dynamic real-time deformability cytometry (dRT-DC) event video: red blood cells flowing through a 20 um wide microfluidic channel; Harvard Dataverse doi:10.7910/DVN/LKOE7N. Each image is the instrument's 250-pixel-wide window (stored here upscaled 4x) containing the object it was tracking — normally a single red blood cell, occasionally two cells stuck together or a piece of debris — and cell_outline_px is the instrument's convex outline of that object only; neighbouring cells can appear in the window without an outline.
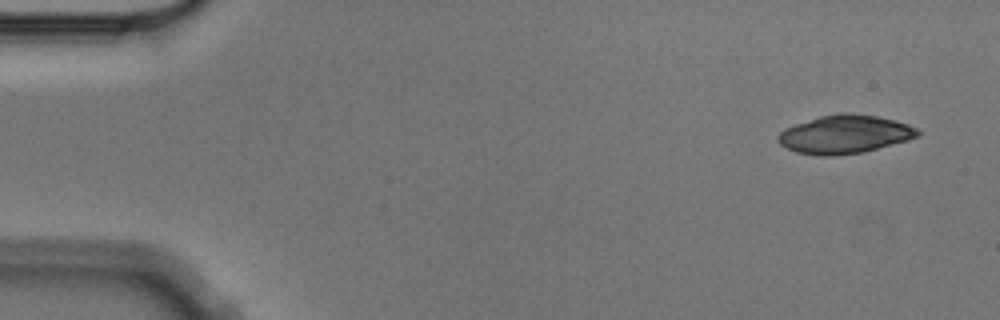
{"species": "Egyptian fruit bat (a non-hibernating species)", "species_latin": "Rousettus aegyptiacus", "temperature_condition": "cold", "stored_images_in_passage": 4, "camera_frame_rate_fps": 3000, "um_per_image_px": 0.085, "animal": {"sex": "male"}, "frame": {"image": 1, "passage_image": 1, "time_ms": 0.0, "image_size_px": [1000, 320], "cell_outline_px": [[920, 136], [908, 140], [860, 152], [832, 156], [816, 156], [796, 152], [780, 144], [776, 136], [784, 128], [820, 116], [840, 112], [848, 112], [876, 116], [908, 124], [916, 128], [920, 132]], "centroid_in_image_um": [71.77, 11.41], "position_along_channel_um": 13.2, "area_um2": 31.04}}